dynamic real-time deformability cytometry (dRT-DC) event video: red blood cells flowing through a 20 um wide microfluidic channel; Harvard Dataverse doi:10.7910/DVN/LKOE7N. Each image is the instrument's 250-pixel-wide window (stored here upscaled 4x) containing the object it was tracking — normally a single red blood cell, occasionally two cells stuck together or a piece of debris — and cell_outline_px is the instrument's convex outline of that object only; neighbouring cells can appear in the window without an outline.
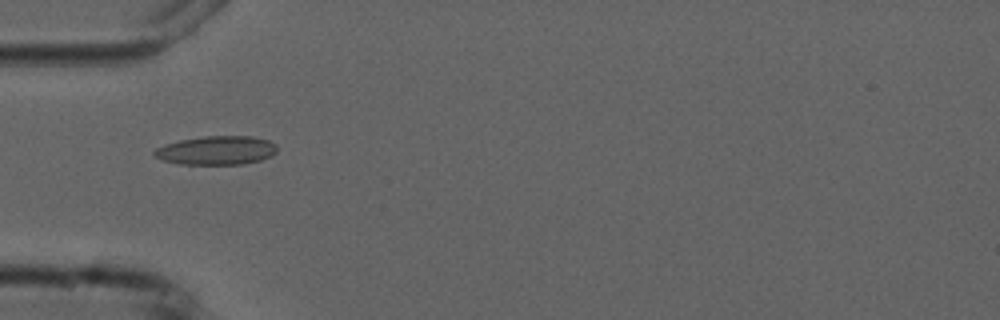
{"species": "common noctule bat (a hibernating species)", "species_latin": "Nyctalus noctula", "temperature_condition": "cold", "stored_images_in_passage": 9, "camera_frame_rate_fps": 3000, "um_per_image_px": 0.085, "animal": {"sex": "male", "forearm_length_mm": 52.5}, "frame": {"image": 1, "passage_image": 4, "time_ms": 3.667, "image_size_px": [1000, 320], "cell_outline_px": [[276, 152], [272, 156], [260, 160], [244, 164], [180, 164], [164, 160], [156, 156], [152, 152], [156, 148], [164, 144], [180, 140], [204, 136], [252, 136], [268, 140], [276, 144]], "centroid_in_image_um": [18.42, 12.78], "position_along_channel_um": 66.6, "area_um2": 20.58}}
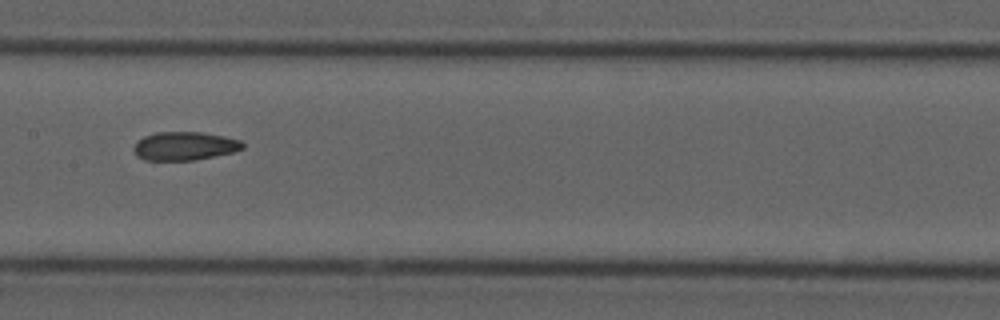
{"frame": {"image": 2, "passage_image": 7, "time_ms": 7.0, "image_size_px": [1000, 320], "cell_outline_px": [[244, 148], [232, 152], [196, 160], [144, 160], [136, 156], [132, 148], [136, 140], [144, 136], [156, 132], [204, 132], [224, 136], [240, 140], [244, 144]], "centroid_in_image_um": [15.65, 12.41], "position_along_channel_um": 191.8, "area_um2": 18.26}}
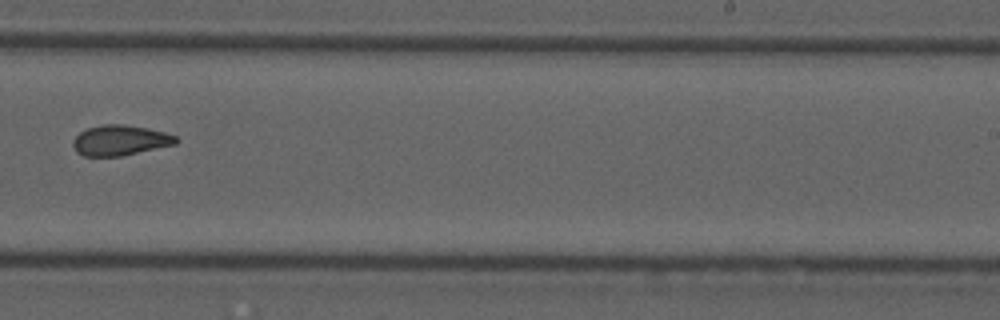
{"frame": {"image": 3, "passage_image": 9, "time_ms": 9.333, "image_size_px": [1000, 320], "cell_outline_px": [[180, 140], [176, 144], [120, 156], [84, 156], [76, 152], [72, 144], [72, 140], [80, 132], [88, 128], [104, 124], [124, 124], [148, 128], [164, 132], [176, 136]], "centroid_in_image_um": [10.21, 11.92], "position_along_channel_um": 278.8, "area_um2": 18.21}}